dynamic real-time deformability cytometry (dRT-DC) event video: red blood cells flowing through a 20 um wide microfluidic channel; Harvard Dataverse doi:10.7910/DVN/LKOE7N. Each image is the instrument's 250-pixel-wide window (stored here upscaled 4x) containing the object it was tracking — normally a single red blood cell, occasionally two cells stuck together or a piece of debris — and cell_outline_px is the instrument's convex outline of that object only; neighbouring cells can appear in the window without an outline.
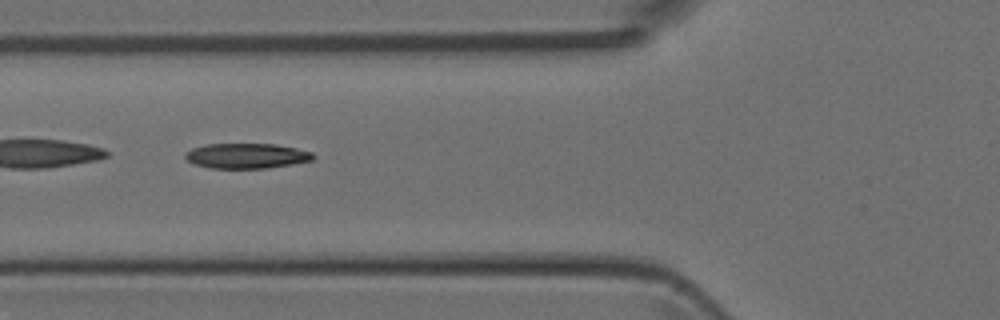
{"species": "Egyptian fruit bat (a non-hibernating species)", "species_latin": "Rousettus aegyptiacus", "temperature_condition": "room temperature", "stored_images_in_passage": 39, "camera_frame_rate_fps": 3000, "um_per_image_px": 0.085, "animal": {"sex": "female"}, "frame": {"image": 1, "passage_image": 10, "time_ms": 3.0, "image_size_px": [1000, 320], "cell_outline_px": [[316, 156], [312, 160], [292, 164], [268, 168], [212, 168], [192, 164], [184, 156], [184, 152], [192, 148], [204, 144], [276, 144], [296, 148], [312, 152]], "centroid_in_image_um": [20.94, 13.24], "position_along_channel_um": 104.9, "area_um2": 18.84}}
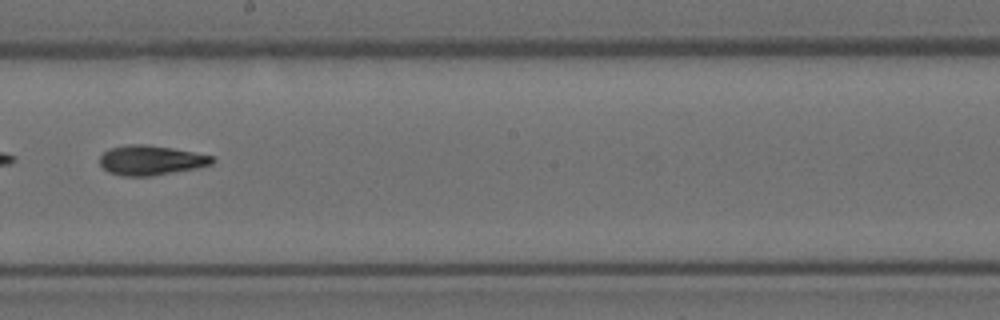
{"frame": {"image": 2, "passage_image": 19, "time_ms": 6.0, "image_size_px": [1000, 320], "cell_outline_px": [[216, 160], [212, 164], [196, 168], [152, 176], [120, 176], [108, 172], [100, 164], [100, 156], [108, 148], [128, 144], [144, 144], [172, 148], [212, 156]], "centroid_in_image_um": [12.79, 13.62], "position_along_channel_um": 235.4, "area_um2": 19.48}}
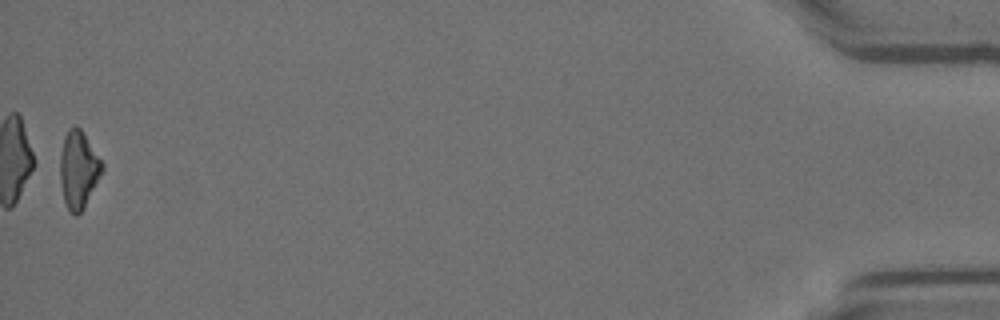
{"frame": {"image": 3, "passage_image": 39, "time_ms": 12.667, "image_size_px": [1000, 320], "cell_outline_px": [[104, 168], [84, 208], [76, 216], [68, 212], [64, 200], [60, 184], [60, 156], [64, 136], [68, 128], [80, 128], [104, 164]], "centroid_in_image_um": [6.66, 14.45], "position_along_channel_um": 428.5, "area_um2": 18.84}}